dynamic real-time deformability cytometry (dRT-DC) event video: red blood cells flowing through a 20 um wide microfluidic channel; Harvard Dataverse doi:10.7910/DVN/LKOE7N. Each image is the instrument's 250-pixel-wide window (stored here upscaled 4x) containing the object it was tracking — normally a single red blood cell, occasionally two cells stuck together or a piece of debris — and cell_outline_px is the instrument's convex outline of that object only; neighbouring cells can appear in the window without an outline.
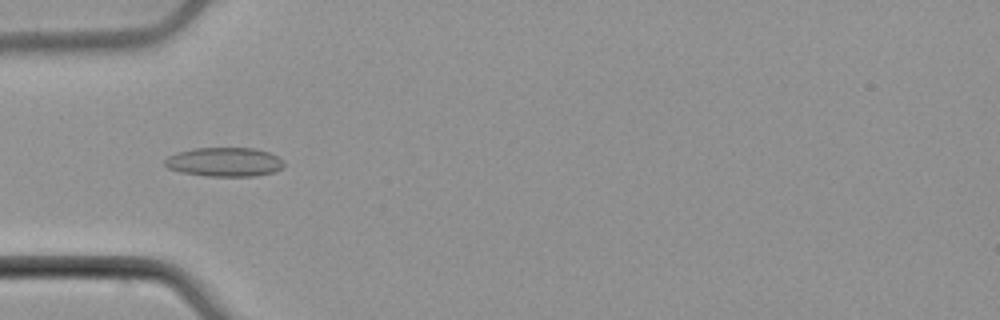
{"species": "common noctule bat (a hibernating species)", "species_latin": "Nyctalus noctula", "temperature_condition": "cold", "stored_images_in_passage": 47, "camera_frame_rate_fps": 3000, "um_per_image_px": 0.085, "animal": {"sex": "male", "body_mass_g": 21.5, "forearm_length_mm": 52.0}, "frame": {"image": 1, "passage_image": 10, "time_ms": 3.0, "image_size_px": [1000, 320], "cell_outline_px": [[284, 164], [276, 172], [256, 176], [208, 176], [180, 172], [168, 168], [164, 164], [164, 160], [168, 156], [176, 152], [196, 148], [252, 148], [268, 152], [284, 160]], "centroid_in_image_um": [19.07, 13.77], "position_along_channel_um": 65.9, "area_um2": 20.23}}
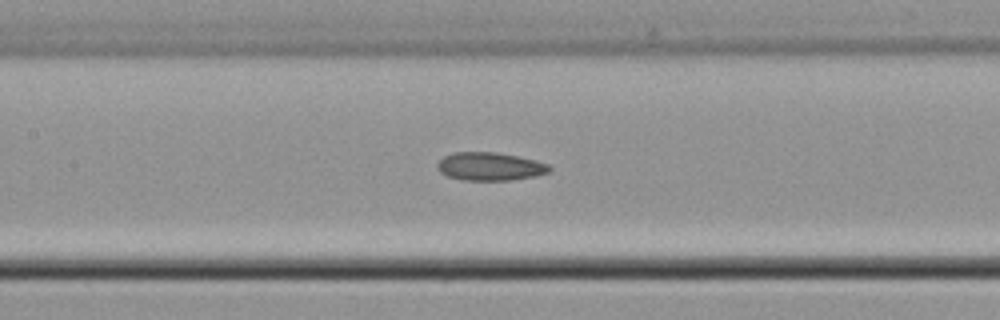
{"frame": {"image": 2, "passage_image": 18, "time_ms": 5.667, "image_size_px": [1000, 320], "cell_outline_px": [[552, 168], [548, 172], [536, 176], [512, 180], [460, 180], [448, 176], [440, 172], [436, 168], [436, 164], [444, 156], [452, 152], [496, 152], [520, 156], [536, 160], [548, 164]], "centroid_in_image_um": [41.64, 14.14], "position_along_channel_um": 165.8, "area_um2": 18.61}}
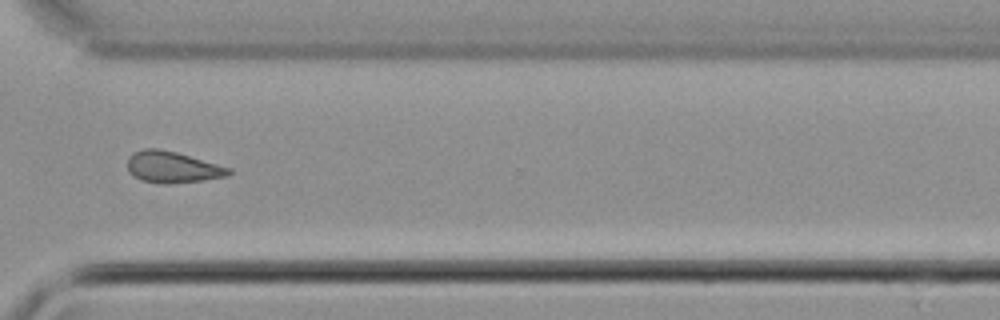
{"frame": {"image": 3, "passage_image": 33, "time_ms": 10.667, "image_size_px": [1000, 320], "cell_outline_px": [[232, 172], [228, 176], [200, 180], [168, 184], [144, 180], [132, 176], [128, 172], [128, 156], [132, 152], [144, 148], [156, 148], [176, 152], [232, 168]], "centroid_in_image_um": [14.64, 14.19], "position_along_channel_um": 356.0, "area_um2": 18.44}}